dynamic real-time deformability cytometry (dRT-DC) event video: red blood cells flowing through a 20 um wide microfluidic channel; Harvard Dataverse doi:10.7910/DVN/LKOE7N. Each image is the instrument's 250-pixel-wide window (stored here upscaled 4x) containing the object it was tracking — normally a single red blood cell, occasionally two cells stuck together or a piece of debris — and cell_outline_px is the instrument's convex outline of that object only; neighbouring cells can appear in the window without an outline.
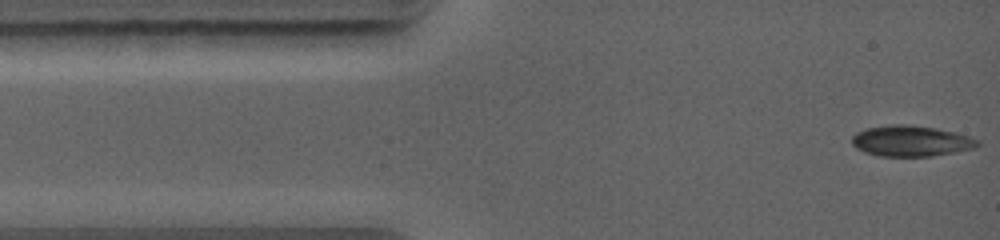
{"species": "common noctule bat (a hibernating species)", "species_latin": "Nyctalus noctula", "temperature_condition": "warm", "stored_images_in_passage": 3, "camera_frame_rate_fps": 5000, "um_per_image_px": 0.085, "animal": {"sex": "female", "body_mass_g": 19.0, "forearm_length_mm": 56.7}, "frame": {"image": 1, "passage_image": 1, "time_ms": 0.0, "image_size_px": [1000, 240], "cell_outline_px": [[980, 144], [976, 148], [932, 156], [880, 156], [864, 152], [856, 148], [852, 144], [852, 136], [856, 132], [868, 128], [888, 124], [908, 124], [936, 128], [968, 136], [980, 140]], "centroid_in_image_um": [77.43, 11.98], "position_along_channel_um": 7.6, "area_um2": 22.6}}
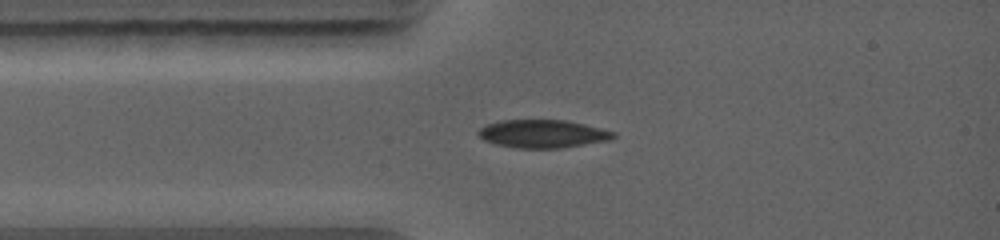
{"frame": {"image": 2, "passage_image": 3, "time_ms": 2.0, "image_size_px": [1000, 240], "cell_outline_px": [[616, 136], [612, 140], [560, 148], [516, 148], [496, 144], [484, 140], [476, 132], [484, 124], [500, 120], [568, 120], [616, 132]], "centroid_in_image_um": [46.13, 11.37], "position_along_channel_um": 38.9, "area_um2": 22.25}}